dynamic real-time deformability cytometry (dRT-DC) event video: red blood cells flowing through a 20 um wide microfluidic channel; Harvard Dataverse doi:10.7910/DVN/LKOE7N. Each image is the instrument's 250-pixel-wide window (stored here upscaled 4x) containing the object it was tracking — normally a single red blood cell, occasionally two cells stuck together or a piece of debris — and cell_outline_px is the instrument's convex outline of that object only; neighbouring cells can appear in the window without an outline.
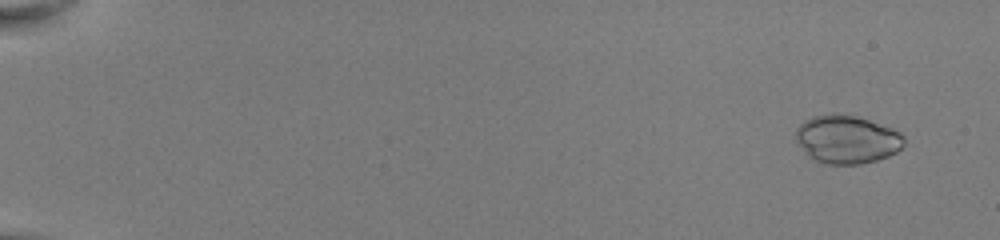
{"species": "common noctule bat (a hibernating species)", "species_latin": "Nyctalus noctula", "temperature_condition": "room temperature", "stored_images_in_passage": 52, "camera_frame_rate_fps": 3000, "um_per_image_px": 0.085, "animal": {"sex": "female", "body_mass_g": 22.0, "forearm_length_mm": 56.7}, "frame": {"image": 1, "passage_image": 4, "time_ms": 1.0, "image_size_px": [1000, 240], "cell_outline_px": [[904, 144], [896, 152], [888, 156], [876, 160], [860, 164], [828, 164], [812, 160], [796, 140], [796, 128], [804, 120], [812, 116], [836, 112], [856, 116], [892, 128], [900, 132], [904, 136]], "centroid_in_image_um": [71.97, 11.83], "position_along_channel_um": 13.0, "area_um2": 30.52}}